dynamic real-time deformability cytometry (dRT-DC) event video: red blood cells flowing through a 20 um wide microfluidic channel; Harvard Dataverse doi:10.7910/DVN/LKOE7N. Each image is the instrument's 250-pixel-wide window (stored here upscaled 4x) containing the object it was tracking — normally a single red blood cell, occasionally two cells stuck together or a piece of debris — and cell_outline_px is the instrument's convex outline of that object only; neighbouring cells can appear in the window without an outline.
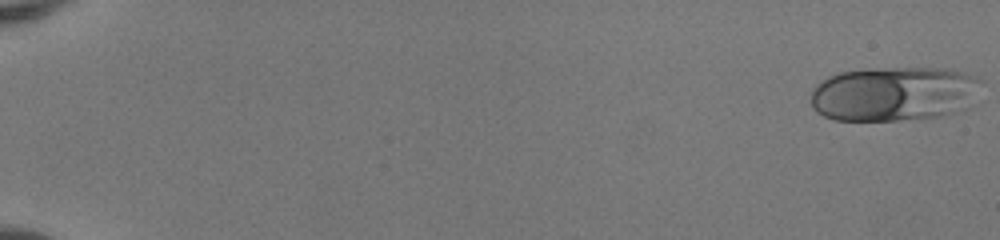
{"species": "human", "species_latin": "Homo sapiens", "temperature_condition": "room temperature", "stored_images_in_passage": 51, "camera_frame_rate_fps": 3000, "um_per_image_px": 0.085, "donor": {"sex": "female"}, "frame": {"image": 1, "passage_image": 1, "time_ms": 0.0, "image_size_px": [1000, 240], "cell_outline_px": [[984, 80], [976, 104], [968, 108], [940, 116], [896, 120], [832, 120], [816, 112], [812, 108], [812, 88], [816, 84], [828, 76], [840, 72], [872, 68], [948, 68], [964, 72]], "centroid_in_image_um": [76.07, 7.96], "position_along_channel_um": 8.9, "area_um2": 55.26}}
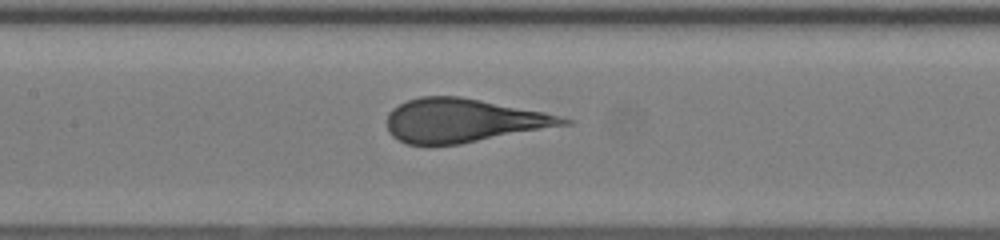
{"frame": {"image": 2, "passage_image": 27, "time_ms": 8.667, "image_size_px": [1000, 240], "cell_outline_px": [[572, 124], [460, 144], [408, 144], [392, 136], [388, 132], [388, 112], [392, 108], [408, 100], [420, 96], [460, 96], [544, 112], [560, 116], [572, 120]], "centroid_in_image_um": [39.38, 10.24], "position_along_channel_um": 168.0, "area_um2": 44.62}}
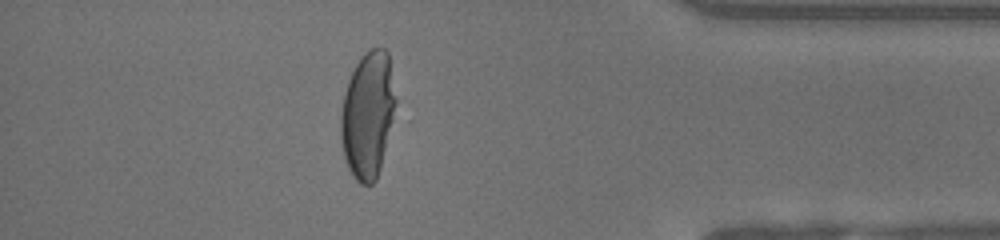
{"frame": {"image": 3, "passage_image": 46, "time_ms": 15.0, "image_size_px": [1000, 240], "cell_outline_px": [[396, 100], [392, 120], [380, 168], [376, 180], [372, 184], [360, 184], [352, 176], [344, 160], [340, 140], [340, 112], [344, 92], [348, 80], [360, 56], [364, 52], [372, 48], [384, 48], [388, 52]], "centroid_in_image_um": [31.22, 9.77], "position_along_channel_um": 404.0, "area_um2": 40.58}}